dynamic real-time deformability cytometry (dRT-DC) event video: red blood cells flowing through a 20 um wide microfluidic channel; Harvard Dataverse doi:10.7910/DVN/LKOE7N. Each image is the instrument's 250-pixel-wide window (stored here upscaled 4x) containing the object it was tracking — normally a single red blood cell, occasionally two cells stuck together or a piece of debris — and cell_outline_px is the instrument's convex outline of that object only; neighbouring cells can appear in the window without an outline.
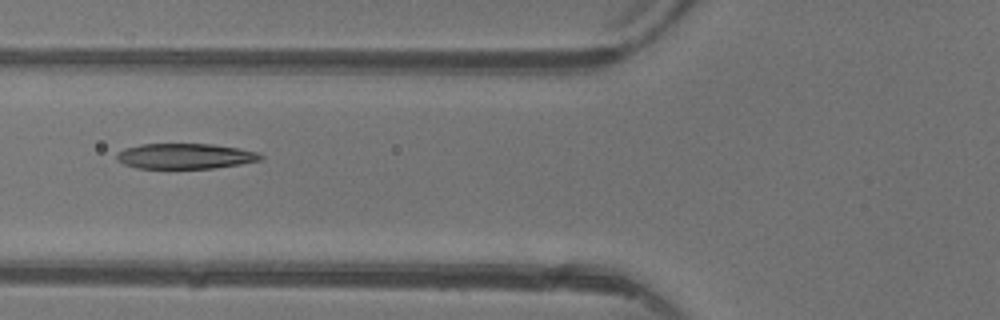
{"species": "common noctule bat (a hibernating species)", "species_latin": "Nyctalus noctula", "temperature_condition": "warm", "stored_images_in_passage": 4, "camera_frame_rate_fps": 3000, "um_per_image_px": 0.085, "animal": {"sex": "female"}, "frame": {"image": 1, "passage_image": 3, "time_ms": 2.333, "image_size_px": [1000, 320], "cell_outline_px": [[264, 160], [216, 168], [136, 168], [124, 164], [116, 160], [116, 152], [124, 148], [140, 144], [212, 144], [260, 152], [264, 156]], "centroid_in_image_um": [15.74, 13.27], "position_along_channel_um": 110.1, "area_um2": 21.5}}
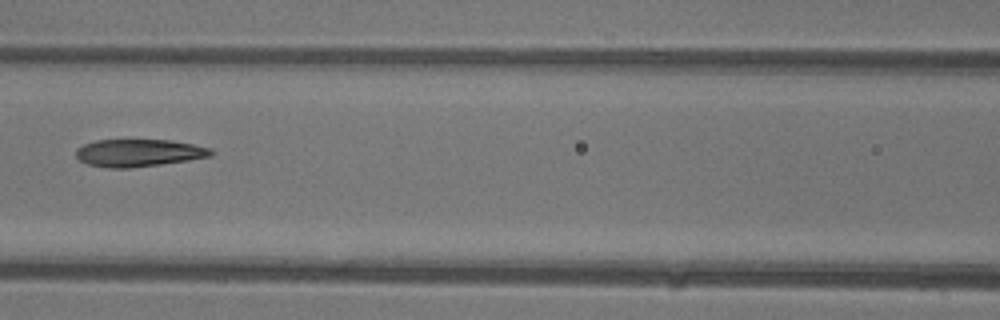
{"frame": {"image": 2, "passage_image": 4, "time_ms": 3.333, "image_size_px": [1000, 320], "cell_outline_px": [[216, 152], [212, 156], [188, 160], [160, 164], [128, 168], [108, 168], [88, 164], [80, 160], [76, 156], [76, 148], [84, 144], [96, 140], [168, 140], [192, 144], [212, 148]], "centroid_in_image_um": [11.81, 12.99], "position_along_channel_um": 154.8, "area_um2": 21.56}}